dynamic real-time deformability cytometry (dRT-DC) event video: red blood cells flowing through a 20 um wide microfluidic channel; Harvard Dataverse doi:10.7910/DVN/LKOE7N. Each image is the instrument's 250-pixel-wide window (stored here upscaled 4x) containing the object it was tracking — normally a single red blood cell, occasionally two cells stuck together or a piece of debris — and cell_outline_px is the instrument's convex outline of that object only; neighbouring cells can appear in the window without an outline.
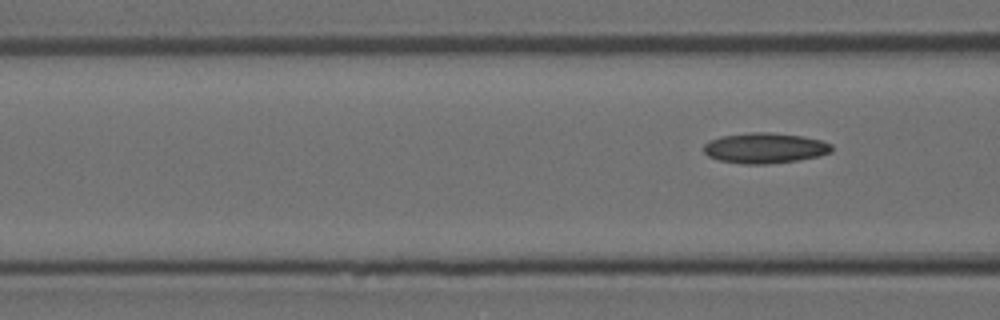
{"species": "Egyptian fruit bat (a non-hibernating species)", "species_latin": "Rousettus aegyptiacus", "temperature_condition": "room temperature", "stored_images_in_passage": 7, "camera_frame_rate_fps": 3000, "um_per_image_px": 0.085, "animal": {"sex": "female"}, "frame": {"image": 1, "passage_image": 7, "time_ms": 8.333, "image_size_px": [1000, 320], "cell_outline_px": [[832, 152], [820, 156], [796, 160], [764, 164], [744, 164], [720, 160], [708, 156], [704, 152], [704, 144], [708, 140], [720, 136], [752, 132], [768, 132], [800, 136], [820, 140], [832, 144]], "centroid_in_image_um": [65.0, 12.58], "position_along_channel_um": 101.6, "area_um2": 22.6}}